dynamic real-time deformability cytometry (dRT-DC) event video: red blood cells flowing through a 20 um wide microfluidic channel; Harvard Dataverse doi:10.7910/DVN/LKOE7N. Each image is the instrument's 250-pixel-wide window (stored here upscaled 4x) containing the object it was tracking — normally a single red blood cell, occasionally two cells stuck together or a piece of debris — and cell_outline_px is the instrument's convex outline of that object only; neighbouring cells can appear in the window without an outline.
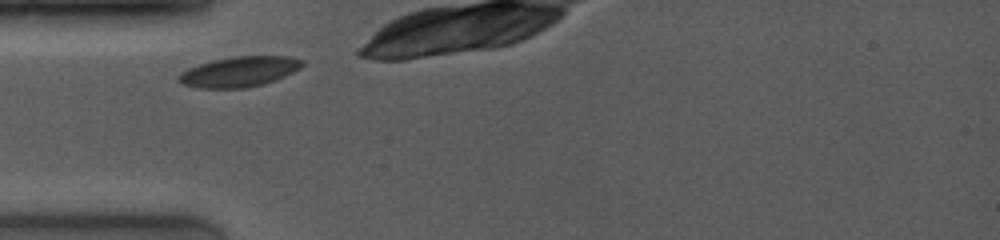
{"species": "common noctule bat (a hibernating species)", "species_latin": "Nyctalus noctula", "temperature_condition": "room temperature", "stored_images_in_passage": 8, "camera_frame_rate_fps": 4000, "um_per_image_px": 0.085, "animal": {"sex": "female", "body_mass_g": 19.0, "forearm_length_mm": 53.3}, "frame": {"image": 1, "passage_image": 1, "time_ms": 0.0, "image_size_px": [1000, 240], "cell_outline_px": [[304, 64], [300, 68], [276, 80], [264, 84], [244, 88], [196, 88], [184, 84], [176, 76], [180, 72], [188, 68], [212, 60], [232, 56], [288, 56], [304, 60]], "centroid_in_image_um": [20.34, 6.09], "position_along_channel_um": 64.7, "area_um2": 21.85}}
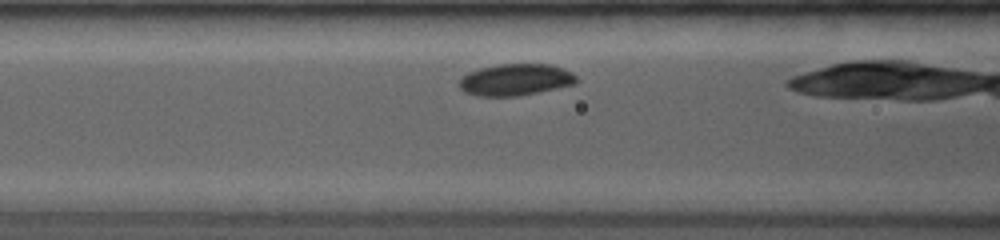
{"frame": {"image": 2, "passage_image": 6, "time_ms": 1.5, "image_size_px": [1000, 240], "cell_outline_px": [[576, 84], [540, 92], [516, 96], [476, 96], [464, 92], [460, 88], [460, 80], [468, 72], [480, 68], [500, 64], [552, 64], [572, 72], [576, 76]], "centroid_in_image_um": [43.84, 6.78], "position_along_channel_um": 122.8, "area_um2": 21.68}}